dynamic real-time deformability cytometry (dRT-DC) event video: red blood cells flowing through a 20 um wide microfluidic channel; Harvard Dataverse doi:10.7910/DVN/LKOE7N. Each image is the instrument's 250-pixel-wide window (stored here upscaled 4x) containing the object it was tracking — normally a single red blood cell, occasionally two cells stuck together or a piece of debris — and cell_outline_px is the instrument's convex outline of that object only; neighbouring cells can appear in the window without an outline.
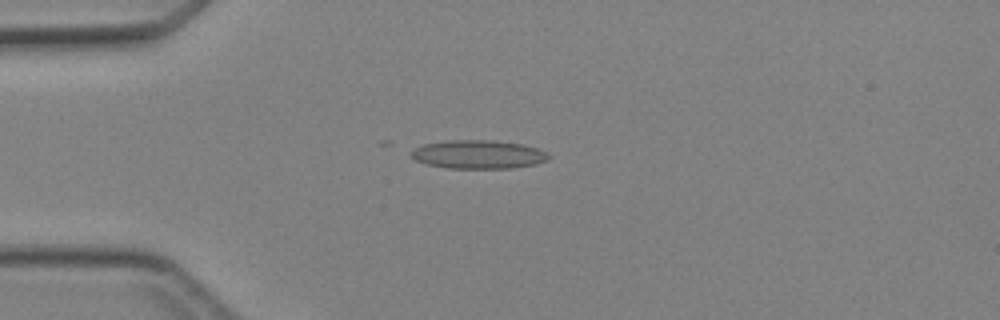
{"species": "Egyptian fruit bat (a non-hibernating species)", "species_latin": "Rousettus aegyptiacus", "temperature_condition": "cold", "stored_images_in_passage": 8, "camera_frame_rate_fps": 3000, "um_per_image_px": 0.085, "animal": {"sex": "female"}, "frame": {"image": 1, "passage_image": 1, "time_ms": 0.0, "image_size_px": [1000, 320], "cell_outline_px": [[552, 156], [548, 160], [536, 164], [512, 168], [448, 168], [424, 164], [416, 160], [408, 152], [412, 148], [424, 144], [448, 140], [496, 140], [524, 144], [548, 152]], "centroid_in_image_um": [40.66, 13.12], "position_along_channel_um": 44.3, "area_um2": 23.24}}
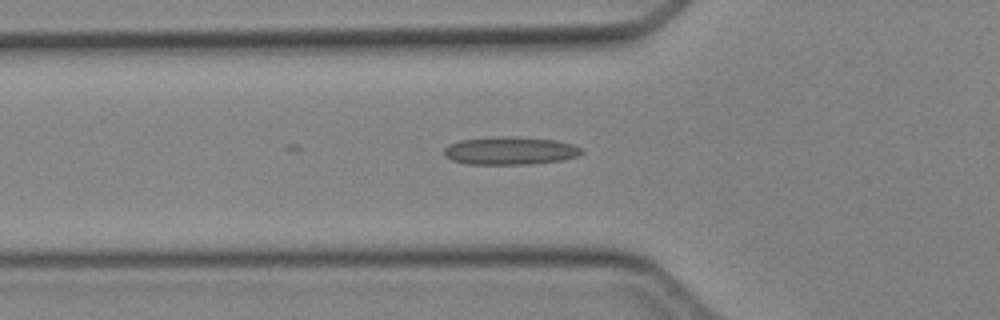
{"frame": {"image": 2, "passage_image": 5, "time_ms": 1.333, "image_size_px": [1000, 320], "cell_outline_px": [[584, 152], [576, 156], [560, 160], [532, 164], [464, 164], [452, 160], [444, 156], [444, 148], [448, 144], [460, 140], [500, 136], [512, 136], [556, 140], [572, 144], [580, 148]], "centroid_in_image_um": [43.31, 12.81], "position_along_channel_um": 82.5, "area_um2": 22.43}}